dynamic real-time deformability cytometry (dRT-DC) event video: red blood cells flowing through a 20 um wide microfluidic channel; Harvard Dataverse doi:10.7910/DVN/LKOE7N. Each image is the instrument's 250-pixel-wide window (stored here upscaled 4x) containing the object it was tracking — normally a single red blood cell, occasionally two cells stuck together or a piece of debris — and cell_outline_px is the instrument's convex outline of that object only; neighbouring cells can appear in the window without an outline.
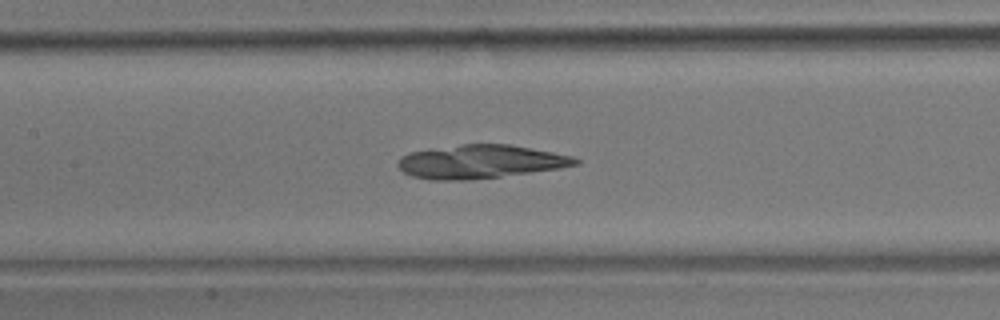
{"species": "common noctule bat (a hibernating species)", "species_latin": "Nyctalus noctula", "temperature_condition": "room temperature", "stored_images_in_passage": 56, "camera_frame_rate_fps": 3000, "um_per_image_px": 0.085, "animal": {"sex": "male", "body_mass_g": 17.9}, "frame": {"image": 1, "passage_image": 26, "time_ms": 8.333, "image_size_px": [1000, 320], "cell_outline_px": [[580, 164], [560, 168], [500, 176], [468, 180], [428, 180], [412, 176], [404, 172], [396, 164], [400, 156], [408, 152], [432, 148], [464, 144], [508, 144], [552, 152], [572, 156], [580, 160]], "centroid_in_image_um": [40.78, 13.74], "position_along_channel_um": 166.6, "area_um2": 34.56}}
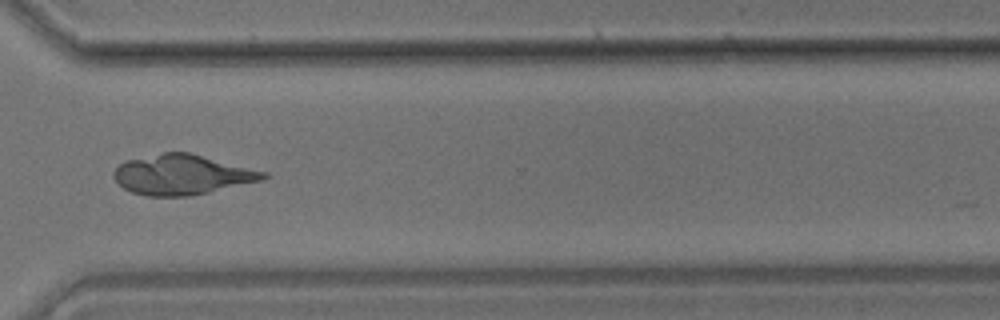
{"frame": {"image": 2, "passage_image": 42, "time_ms": 13.667, "image_size_px": [1000, 320], "cell_outline_px": [[268, 176], [264, 180], [208, 192], [188, 196], [148, 196], [132, 192], [124, 188], [112, 176], [112, 172], [124, 160], [164, 152], [188, 152], [268, 172]], "centroid_in_image_um": [15.47, 14.84], "position_along_channel_um": 355.1, "area_um2": 34.8}}
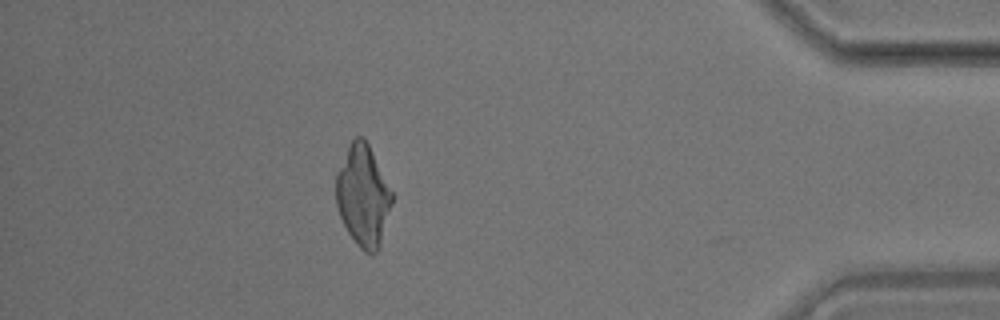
{"frame": {"image": 3, "passage_image": 50, "time_ms": 16.333, "image_size_px": [1000, 320], "cell_outline_px": [[392, 204], [380, 248], [372, 256], [368, 256], [356, 244], [348, 232], [340, 216], [336, 204], [336, 172], [352, 140], [356, 136], [364, 136], [392, 192]], "centroid_in_image_um": [30.86, 16.69], "position_along_channel_um": 404.3, "area_um2": 32.95}}